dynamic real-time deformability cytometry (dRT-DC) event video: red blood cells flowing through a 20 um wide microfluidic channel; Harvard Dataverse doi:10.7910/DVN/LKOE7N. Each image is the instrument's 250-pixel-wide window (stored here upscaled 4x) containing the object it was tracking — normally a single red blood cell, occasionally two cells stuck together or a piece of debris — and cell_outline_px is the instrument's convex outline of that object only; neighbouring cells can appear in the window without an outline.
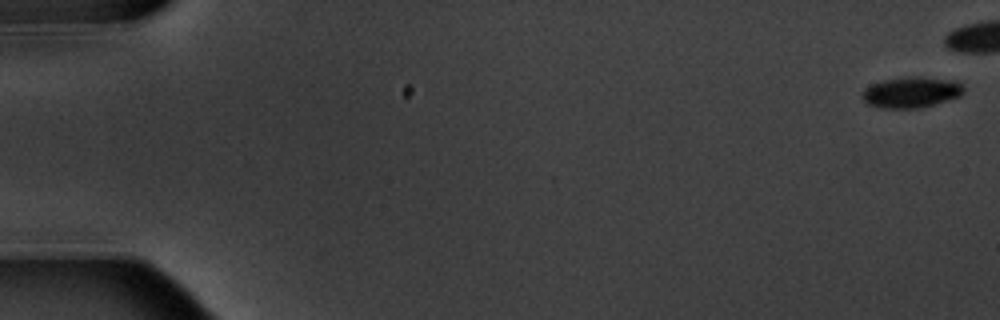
{"species": "common noctule bat (a hibernating species)", "species_latin": "Nyctalus noctula", "temperature_condition": "warm", "stored_images_in_passage": 8, "camera_frame_rate_fps": 3000, "um_per_image_px": 0.085, "animal": {"sex": "male", "body_mass_g": 20.1, "forearm_length_mm": 53.5}, "frame": {"image": 1, "passage_image": 1, "time_ms": 0.0, "image_size_px": [1000, 320], "cell_outline_px": [[964, 92], [960, 96], [920, 108], [880, 108], [868, 104], [860, 96], [864, 88], [872, 84], [884, 80], [912, 76], [920, 76], [948, 80], [960, 84], [964, 88]], "centroid_in_image_um": [77.41, 7.85], "position_along_channel_um": 7.6, "area_um2": 18.09}}